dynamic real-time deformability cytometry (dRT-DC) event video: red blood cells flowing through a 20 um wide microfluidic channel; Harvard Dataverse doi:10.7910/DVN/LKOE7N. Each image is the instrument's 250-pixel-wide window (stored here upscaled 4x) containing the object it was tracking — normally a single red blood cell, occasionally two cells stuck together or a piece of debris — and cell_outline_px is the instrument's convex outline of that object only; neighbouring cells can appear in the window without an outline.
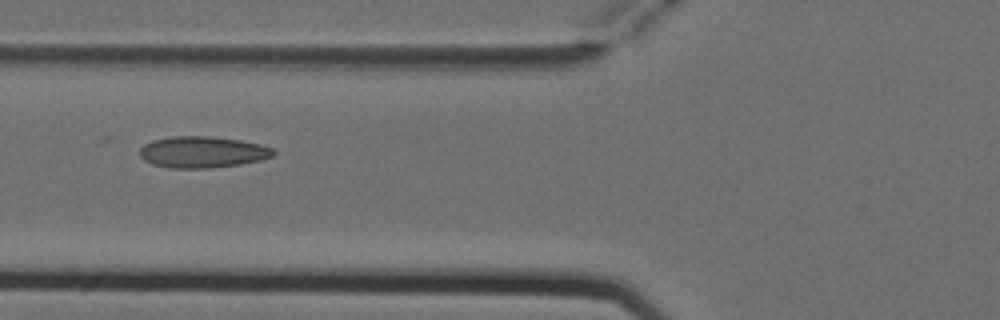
{"species": "Egyptian fruit bat (a non-hibernating species)", "species_latin": "Rousettus aegyptiacus", "temperature_condition": "cold", "stored_images_in_passage": 3, "camera_frame_rate_fps": 3000, "um_per_image_px": 0.085, "animal": {"sex": "female"}, "frame": {"image": 1, "passage_image": 2, "time_ms": 0.333, "image_size_px": [1000, 320], "cell_outline_px": [[276, 152], [272, 156], [260, 160], [240, 164], [212, 168], [172, 168], [152, 164], [144, 160], [140, 156], [140, 148], [144, 144], [152, 140], [172, 136], [208, 136], [240, 140], [260, 144], [272, 148]], "centroid_in_image_um": [17.19, 12.92], "position_along_channel_um": 108.6, "area_um2": 24.45}}
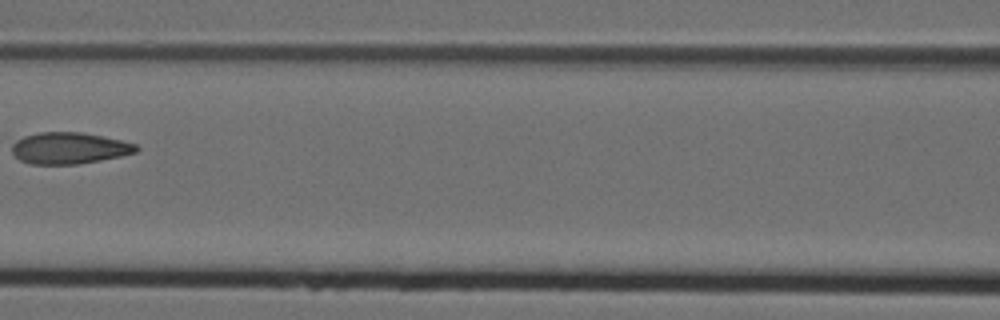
{"frame": {"image": 2, "passage_image": 3, "time_ms": 0.667, "image_size_px": [1000, 320], "cell_outline_px": [[140, 148], [136, 152], [120, 156], [100, 160], [76, 164], [32, 164], [20, 160], [12, 152], [12, 140], [24, 136], [40, 132], [84, 132], [104, 136], [136, 144]], "centroid_in_image_um": [5.86, 12.58], "position_along_channel_um": 160.7, "area_um2": 22.89}}